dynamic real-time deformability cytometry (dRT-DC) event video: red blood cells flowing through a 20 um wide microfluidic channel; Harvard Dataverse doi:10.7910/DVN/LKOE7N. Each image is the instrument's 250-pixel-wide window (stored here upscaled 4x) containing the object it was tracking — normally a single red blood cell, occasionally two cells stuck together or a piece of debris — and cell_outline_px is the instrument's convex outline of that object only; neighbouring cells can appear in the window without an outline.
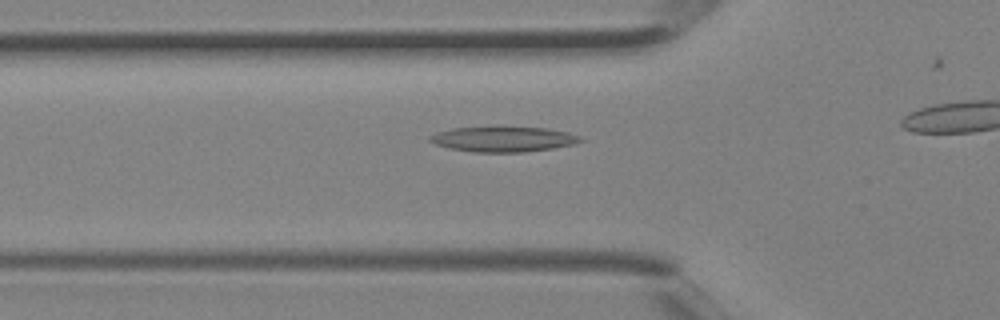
{"species": "Egyptian fruit bat (a non-hibernating species)", "species_latin": "Rousettus aegyptiacus", "temperature_condition": "room temperature", "stored_images_in_passage": 5, "camera_frame_rate_fps": 3000, "um_per_image_px": 0.085, "animal": {"sex": "female"}, "frame": {"image": 1, "passage_image": 4, "time_ms": 1.0, "image_size_px": [1000, 320], "cell_outline_px": [[584, 140], [572, 144], [552, 148], [524, 152], [476, 152], [452, 148], [436, 144], [428, 140], [428, 136], [436, 132], [452, 128], [492, 124], [500, 124], [548, 128], [568, 132], [580, 136]], "centroid_in_image_um": [42.76, 11.76], "position_along_channel_um": 83.0, "area_um2": 23.12}}